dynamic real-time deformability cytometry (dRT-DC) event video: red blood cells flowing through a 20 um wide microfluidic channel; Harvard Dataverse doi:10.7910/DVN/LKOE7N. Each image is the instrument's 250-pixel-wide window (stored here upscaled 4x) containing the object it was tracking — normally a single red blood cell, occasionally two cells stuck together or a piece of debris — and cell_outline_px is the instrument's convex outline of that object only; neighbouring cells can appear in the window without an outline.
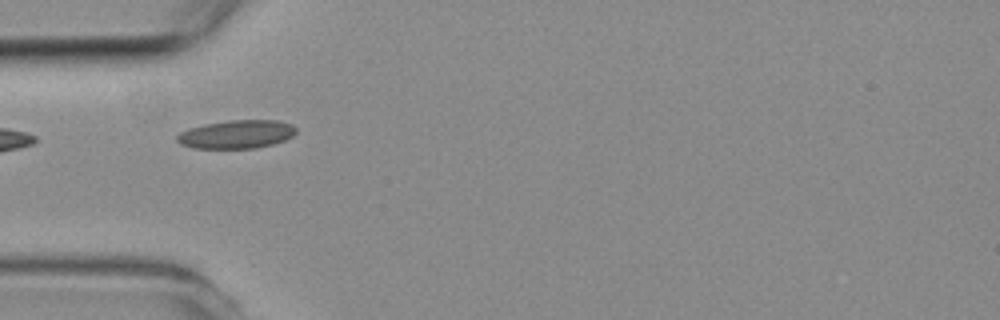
{"species": "common noctule bat (a hibernating species)", "species_latin": "Nyctalus noctula", "temperature_condition": "room temperature", "stored_images_in_passage": 6, "camera_frame_rate_fps": 3000, "um_per_image_px": 0.085, "animal": {"sex": "female", "body_mass_g": 19.3, "forearm_length_mm": 54.1}, "frame": {"image": 1, "passage_image": 5, "time_ms": 5.0, "image_size_px": [1000, 320], "cell_outline_px": [[296, 132], [292, 136], [284, 140], [272, 144], [256, 148], [192, 148], [180, 144], [176, 140], [176, 136], [180, 132], [188, 128], [204, 124], [228, 120], [276, 120], [292, 124], [296, 128]], "centroid_in_image_um": [20.08, 11.41], "position_along_channel_um": 64.9, "area_um2": 19.77}}
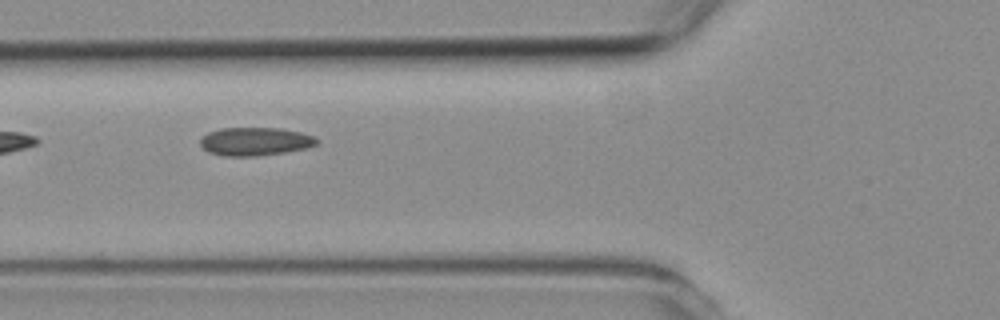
{"frame": {"image": 2, "passage_image": 6, "time_ms": 6.0, "image_size_px": [1000, 320], "cell_outline_px": [[320, 140], [316, 144], [308, 148], [284, 152], [256, 156], [224, 156], [208, 152], [200, 144], [200, 140], [208, 132], [220, 128], [280, 128], [300, 132], [316, 136]], "centroid_in_image_um": [21.71, 12.02], "position_along_channel_um": 104.1, "area_um2": 19.25}}